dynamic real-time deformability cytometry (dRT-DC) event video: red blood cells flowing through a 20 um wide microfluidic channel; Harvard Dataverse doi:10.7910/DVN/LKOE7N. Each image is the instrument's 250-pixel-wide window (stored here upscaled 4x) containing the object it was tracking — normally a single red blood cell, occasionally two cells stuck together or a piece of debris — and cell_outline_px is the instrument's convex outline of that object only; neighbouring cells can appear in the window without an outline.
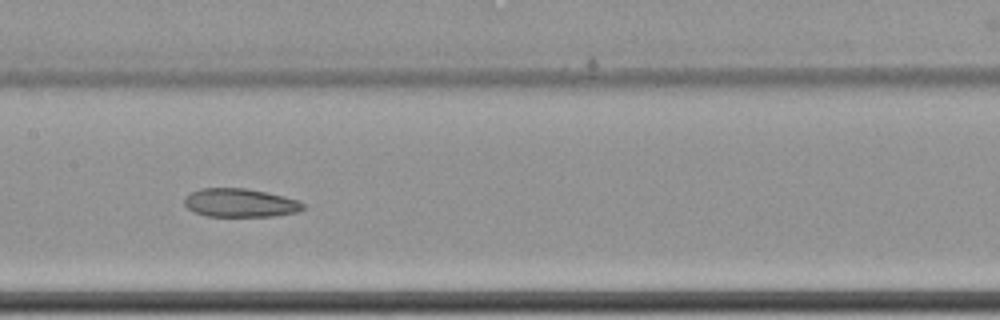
{"species": "common noctule bat (a hibernating species)", "species_latin": "Nyctalus noctula", "temperature_condition": "cold", "stored_images_in_passage": 14, "camera_frame_rate_fps": 3000, "um_per_image_px": 0.085, "animal": {"sex": "female", "body_mass_g": 22.7, "forearm_length_mm": 54.2}, "frame": {"image": 1, "passage_image": 10, "time_ms": 3.0, "image_size_px": [1000, 320], "cell_outline_px": [[304, 208], [296, 212], [272, 216], [208, 216], [192, 212], [184, 204], [184, 196], [200, 188], [244, 188], [264, 192], [300, 200], [304, 204]], "centroid_in_image_um": [20.37, 17.24], "position_along_channel_um": 187.0, "area_um2": 19.65}}
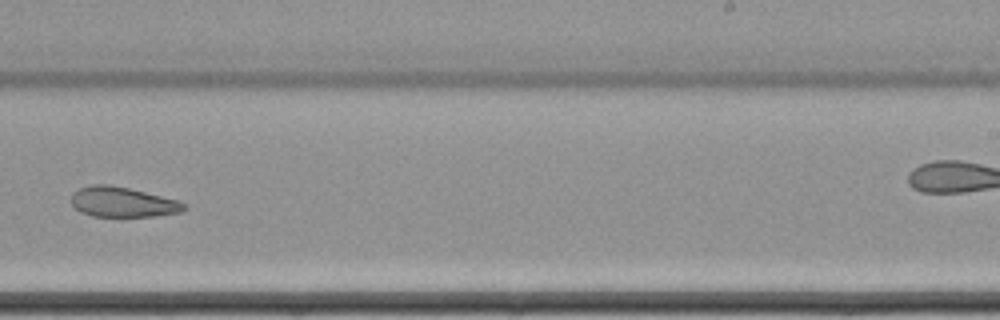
{"frame": {"image": 2, "passage_image": 12, "time_ms": 3.667, "image_size_px": [1000, 320], "cell_outline_px": [[188, 208], [180, 212], [156, 216], [92, 216], [80, 212], [72, 204], [72, 192], [80, 188], [92, 184], [108, 184], [128, 188], [180, 200], [188, 204]], "centroid_in_image_um": [10.46, 17.17], "position_along_channel_um": 278.5, "area_um2": 19.88}}